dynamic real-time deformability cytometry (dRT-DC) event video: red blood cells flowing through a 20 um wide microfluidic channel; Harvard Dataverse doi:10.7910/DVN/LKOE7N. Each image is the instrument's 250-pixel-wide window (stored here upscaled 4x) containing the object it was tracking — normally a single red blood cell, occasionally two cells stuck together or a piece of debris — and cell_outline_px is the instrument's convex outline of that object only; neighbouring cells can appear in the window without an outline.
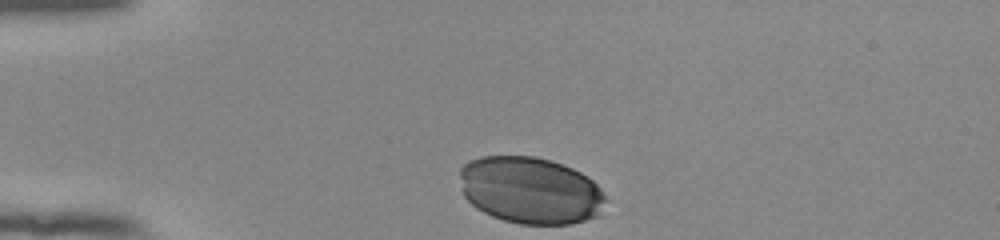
{"species": "human", "species_latin": "Homo sapiens", "temperature_condition": "room temperature", "stored_images_in_passage": 32, "camera_frame_rate_fps": 3000, "um_per_image_px": 0.085, "donor": {"sex": "female"}, "frame": {"image": 1, "passage_image": 1, "time_ms": 0.0, "image_size_px": [1000, 240], "cell_outline_px": [[604, 200], [596, 216], [572, 224], [520, 224], [504, 220], [492, 216], [476, 208], [464, 196], [460, 176], [460, 168], [468, 160], [480, 156], [532, 156], [552, 160], [572, 168], [588, 176], [600, 188], [604, 196]], "centroid_in_image_um": [45.04, 16.16], "position_along_channel_um": 40.0, "area_um2": 56.76}}